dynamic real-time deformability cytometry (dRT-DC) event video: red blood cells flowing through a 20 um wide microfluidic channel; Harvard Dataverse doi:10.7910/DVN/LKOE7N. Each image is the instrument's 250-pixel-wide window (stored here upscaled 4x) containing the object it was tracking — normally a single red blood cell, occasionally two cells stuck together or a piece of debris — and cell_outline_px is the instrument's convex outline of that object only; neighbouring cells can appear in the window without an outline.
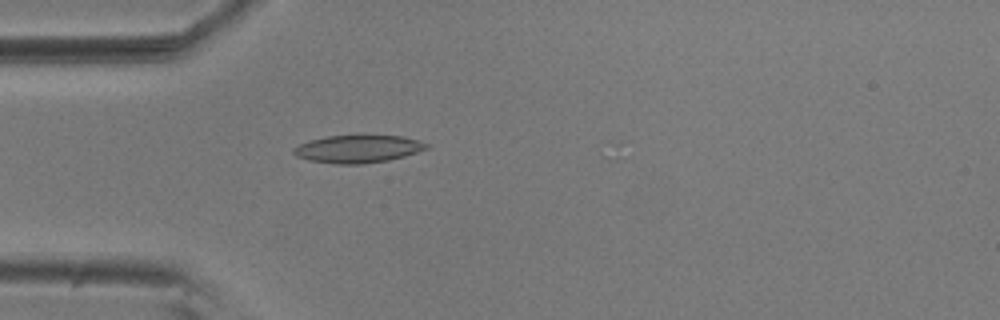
{"species": "common noctule bat (a hibernating species)", "species_latin": "Nyctalus noctula", "temperature_condition": "room temperature", "stored_images_in_passage": 24, "camera_frame_rate_fps": 3000, "um_per_image_px": 0.085, "animal": {"sex": "male", "body_mass_g": 20.5, "forearm_length_mm": 52.5}, "frame": {"image": 1, "passage_image": 9, "time_ms": 2.667, "image_size_px": [1000, 320], "cell_outline_px": [[432, 144], [428, 148], [404, 156], [388, 160], [364, 164], [336, 164], [308, 160], [296, 156], [292, 152], [292, 148], [308, 140], [328, 136], [360, 132], [364, 132], [404, 136], [420, 140]], "centroid_in_image_um": [30.46, 12.6], "position_along_channel_um": 54.5, "area_um2": 22.66}}
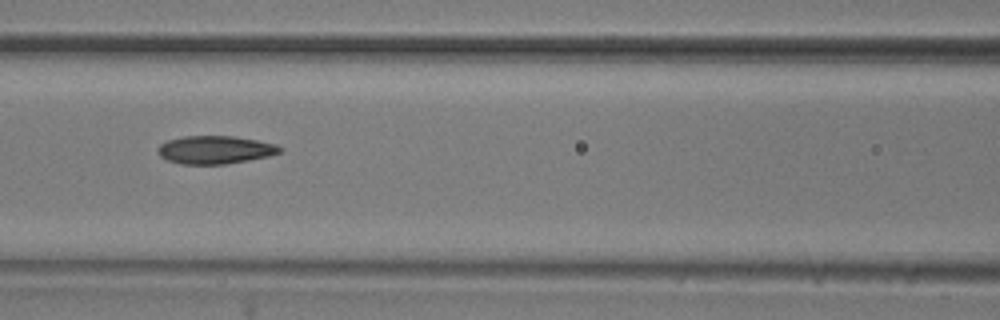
{"frame": {"image": 2, "passage_image": 17, "time_ms": 5.333, "image_size_px": [1000, 320], "cell_outline_px": [[284, 148], [280, 152], [268, 156], [248, 160], [224, 164], [180, 164], [168, 160], [160, 156], [156, 148], [160, 144], [168, 140], [184, 136], [236, 136], [276, 144]], "centroid_in_image_um": [18.28, 12.73], "position_along_channel_um": 148.3, "area_um2": 19.94}}
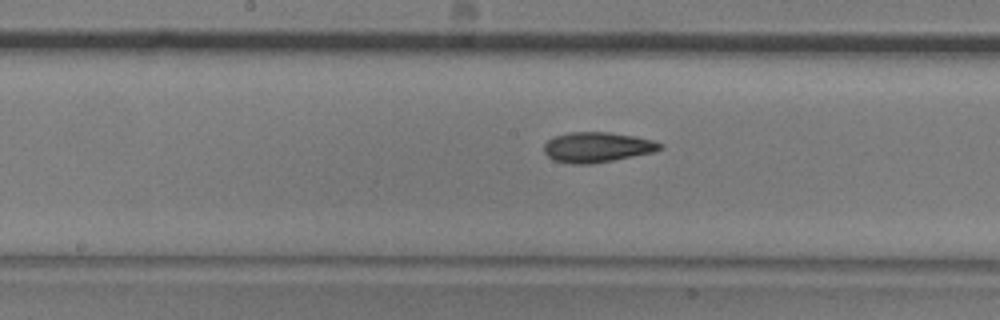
{"frame": {"image": 3, "passage_image": 21, "time_ms": 6.667, "image_size_px": [1000, 320], "cell_outline_px": [[664, 148], [656, 152], [592, 164], [572, 164], [552, 160], [544, 152], [544, 144], [552, 136], [568, 132], [608, 132], [636, 136], [656, 140], [664, 144]], "centroid_in_image_um": [50.8, 12.51], "position_along_channel_um": 197.4, "area_um2": 20.87}}